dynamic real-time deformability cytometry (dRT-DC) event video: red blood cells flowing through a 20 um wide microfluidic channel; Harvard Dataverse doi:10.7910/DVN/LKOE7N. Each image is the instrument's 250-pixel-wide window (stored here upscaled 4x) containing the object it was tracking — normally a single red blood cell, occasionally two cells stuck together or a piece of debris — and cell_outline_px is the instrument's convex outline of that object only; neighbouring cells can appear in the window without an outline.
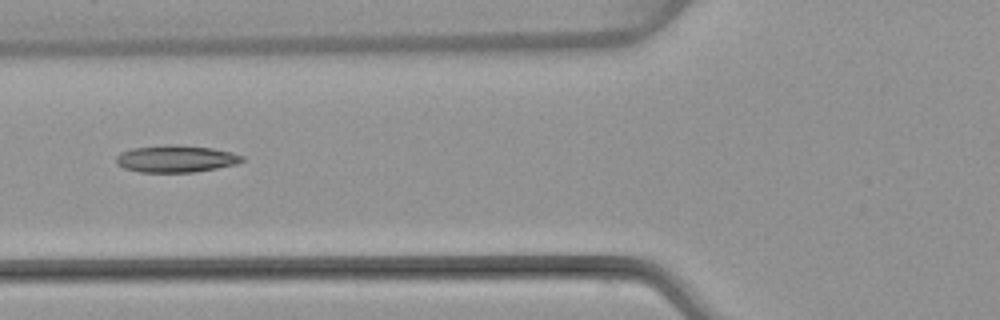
{"species": "common noctule bat (a hibernating species)", "species_latin": "Nyctalus noctula", "temperature_condition": "warm", "stored_images_in_passage": 4, "camera_frame_rate_fps": 3000, "um_per_image_px": 0.085, "animal": {"sex": "female", "body_mass_g": 22.7, "forearm_length_mm": 54.2}, "frame": {"image": 1, "passage_image": 4, "time_ms": 3.667, "image_size_px": [1000, 320], "cell_outline_px": [[244, 160], [236, 164], [216, 168], [192, 172], [140, 172], [124, 168], [116, 164], [116, 156], [120, 152], [132, 148], [164, 144], [176, 144], [212, 148], [232, 152], [244, 156]], "centroid_in_image_um": [14.93, 13.48], "position_along_channel_um": 110.9, "area_um2": 20.0}}